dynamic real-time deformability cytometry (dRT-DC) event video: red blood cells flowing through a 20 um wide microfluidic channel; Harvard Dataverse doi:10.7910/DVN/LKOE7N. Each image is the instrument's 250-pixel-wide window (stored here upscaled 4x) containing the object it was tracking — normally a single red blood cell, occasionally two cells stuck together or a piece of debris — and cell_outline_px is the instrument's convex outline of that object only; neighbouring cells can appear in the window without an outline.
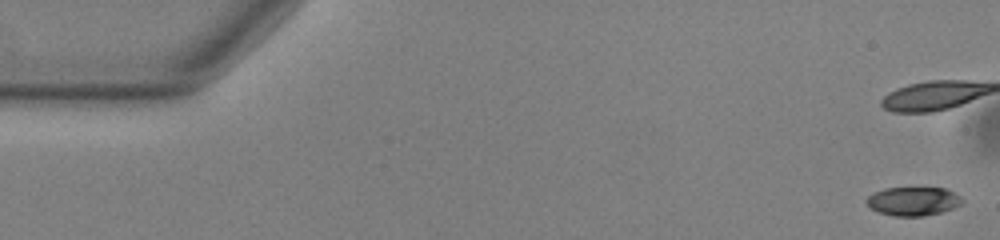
{"species": "common noctule bat (a hibernating species)", "species_latin": "Nyctalus noctula", "temperature_condition": "warm", "stored_images_in_passage": 41, "camera_frame_rate_fps": 3000, "um_per_image_px": 0.085, "animal": {"sex": "male", "body_mass_g": 13.0, "forearm_length_mm": 53.1}, "frame": {"image": 1, "passage_image": 1, "time_ms": 0.0, "image_size_px": [1000, 240], "cell_outline_px": [[964, 200], [960, 204], [952, 208], [940, 212], [924, 216], [896, 216], [880, 212], [872, 208], [864, 200], [872, 192], [884, 188], [944, 188], [960, 196]], "centroid_in_image_um": [77.59, 17.09], "position_along_channel_um": 7.4, "area_um2": 15.84}}